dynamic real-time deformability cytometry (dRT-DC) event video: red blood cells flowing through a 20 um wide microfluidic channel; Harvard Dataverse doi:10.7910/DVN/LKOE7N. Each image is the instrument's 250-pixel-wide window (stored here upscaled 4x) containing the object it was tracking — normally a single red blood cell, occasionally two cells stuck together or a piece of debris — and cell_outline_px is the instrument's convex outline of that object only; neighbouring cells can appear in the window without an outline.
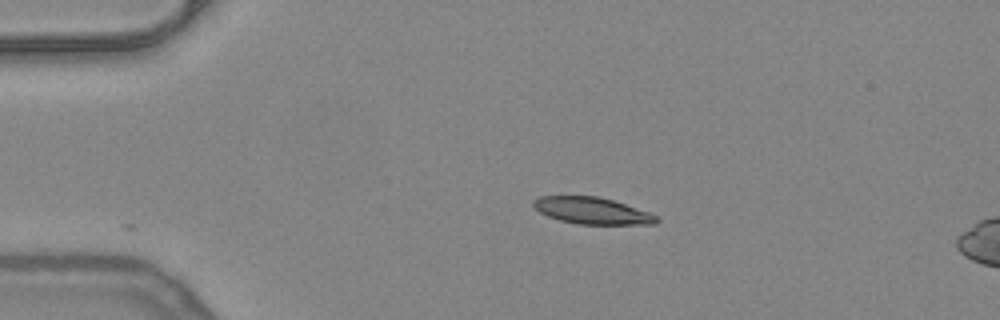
{"species": "common noctule bat (a hibernating species)", "species_latin": "Nyctalus noctula", "temperature_condition": "warm", "stored_images_in_passage": 6, "camera_frame_rate_fps": 3000, "um_per_image_px": 0.085, "animal": {"sex": "female", "body_mass_g": 24.6, "forearm_length_mm": 56.2}, "frame": {"image": 1, "passage_image": 1, "time_ms": 0.0, "image_size_px": [1000, 320], "cell_outline_px": [[660, 220], [656, 224], [576, 224], [560, 220], [548, 216], [540, 212], [532, 204], [532, 200], [540, 196], [596, 196], [612, 200], [648, 212], [656, 216]], "centroid_in_image_um": [50.3, 17.91], "position_along_channel_um": 34.7, "area_um2": 18.96}}